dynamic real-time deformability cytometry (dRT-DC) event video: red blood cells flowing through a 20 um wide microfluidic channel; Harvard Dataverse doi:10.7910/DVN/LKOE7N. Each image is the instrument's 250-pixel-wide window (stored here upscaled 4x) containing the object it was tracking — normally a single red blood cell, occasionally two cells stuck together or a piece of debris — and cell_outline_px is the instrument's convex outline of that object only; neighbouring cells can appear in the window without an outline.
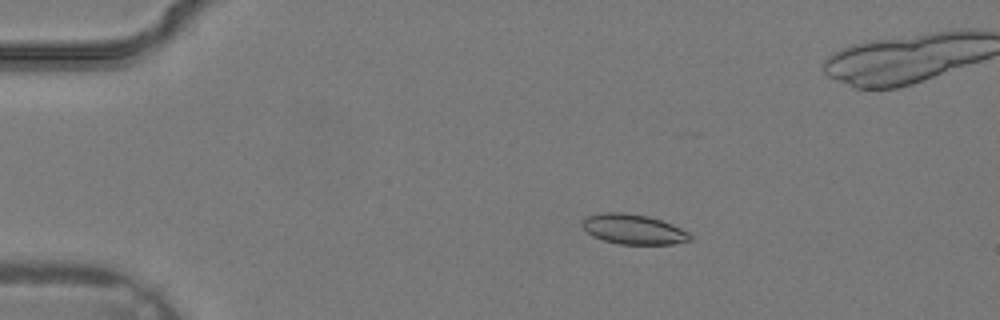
{"species": "common noctule bat (a hibernating species)", "species_latin": "Nyctalus noctula", "temperature_condition": "warm", "stored_images_in_passage": 31, "camera_frame_rate_fps": 3000, "um_per_image_px": 0.085, "animal": {"sex": "male", "body_mass_g": 19.2, "forearm_length_mm": 51.8}, "frame": {"image": 1, "passage_image": 1, "time_ms": 0.0, "image_size_px": [1000, 320], "cell_outline_px": [[692, 240], [672, 244], [620, 244], [604, 240], [592, 236], [580, 224], [588, 216], [604, 212], [624, 212], [648, 216], [672, 224], [688, 232], [692, 236]], "centroid_in_image_um": [53.85, 19.48], "position_along_channel_um": 31.2, "area_um2": 18.73}}
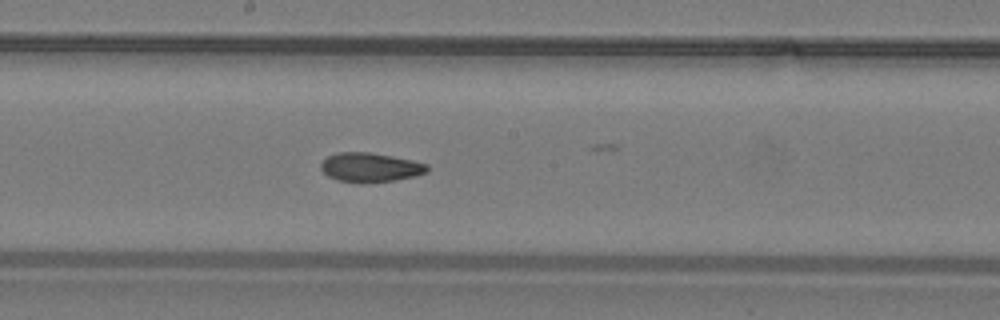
{"frame": {"image": 2, "passage_image": 14, "time_ms": 4.333, "image_size_px": [1000, 320], "cell_outline_px": [[428, 172], [416, 176], [396, 180], [360, 184], [340, 180], [328, 176], [320, 168], [320, 164], [328, 156], [336, 152], [368, 152], [392, 156], [412, 160], [428, 164]], "centroid_in_image_um": [31.48, 14.23], "position_along_channel_um": 216.7, "area_um2": 18.26}}
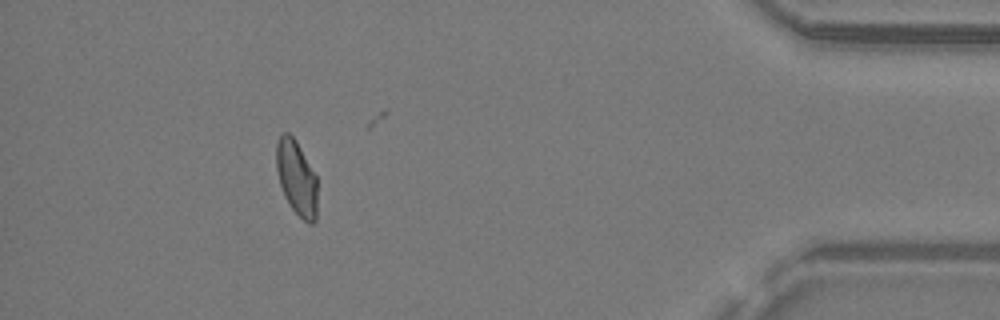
{"frame": {"image": 3, "passage_image": 27, "time_ms": 8.667, "image_size_px": [1000, 320], "cell_outline_px": [[316, 220], [312, 224], [308, 224], [292, 208], [284, 196], [280, 184], [276, 168], [276, 144], [280, 136], [284, 132], [288, 132], [296, 140], [316, 176]], "centroid_in_image_um": [25.19, 15.11], "position_along_channel_um": 410.0, "area_um2": 17.69}}